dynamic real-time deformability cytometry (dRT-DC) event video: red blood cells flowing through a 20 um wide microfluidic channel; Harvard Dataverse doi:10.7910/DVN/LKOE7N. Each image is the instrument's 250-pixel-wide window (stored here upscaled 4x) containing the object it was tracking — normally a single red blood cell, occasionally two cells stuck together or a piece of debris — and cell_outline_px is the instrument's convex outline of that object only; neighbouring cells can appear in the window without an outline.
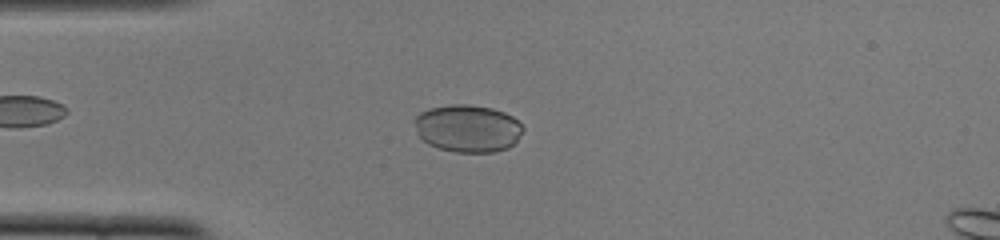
{"species": "common noctule bat (a hibernating species)", "species_latin": "Nyctalus noctula", "temperature_condition": "cold", "stored_images_in_passage": 46, "camera_frame_rate_fps": 3000, "um_per_image_px": 0.085, "animal": {"sex": "female", "body_mass_g": 22.0, "forearm_length_mm": 56.7}, "frame": {"image": 1, "passage_image": 12, "time_ms": 3.667, "image_size_px": [1000, 240], "cell_outline_px": [[524, 128], [516, 140], [508, 148], [492, 152], [456, 152], [440, 148], [428, 144], [416, 132], [416, 116], [420, 112], [432, 108], [452, 104], [468, 104], [492, 108], [504, 112], [512, 116]], "centroid_in_image_um": [39.76, 10.91], "position_along_channel_um": 45.2, "area_um2": 29.65}}
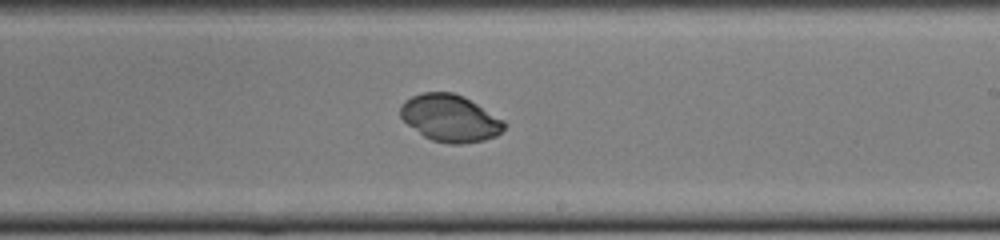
{"frame": {"image": 2, "passage_image": 29, "time_ms": 9.333, "image_size_px": [1000, 240], "cell_outline_px": [[504, 128], [496, 136], [484, 140], [460, 144], [448, 144], [432, 140], [424, 136], [408, 124], [400, 116], [400, 104], [404, 100], [412, 96], [424, 92], [452, 92], [464, 96], [504, 120]], "centroid_in_image_um": [38.24, 10.04], "position_along_channel_um": 250.8, "area_um2": 28.32}}
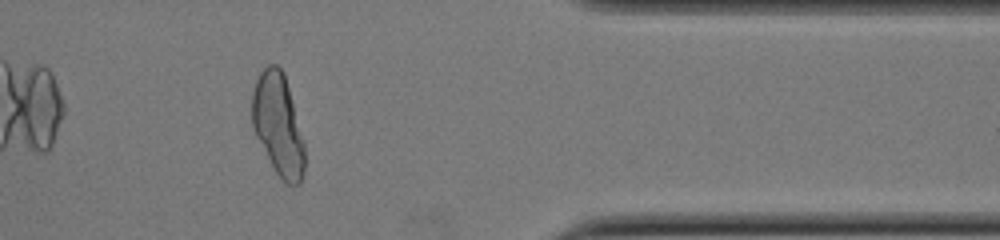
{"frame": {"image": 3, "passage_image": 41, "time_ms": 13.333, "image_size_px": [1000, 240], "cell_outline_px": [[304, 172], [300, 184], [288, 184], [276, 172], [256, 136], [252, 128], [252, 92], [256, 80], [260, 72], [268, 64], [276, 64], [284, 72], [304, 140]], "centroid_in_image_um": [23.64, 10.56], "position_along_channel_um": 387.8, "area_um2": 31.04}, "authors_computed_cell_mechanics": {"area_um2": 28.6977, "velocity_mm_per_s": 3.8942, "shape_relaxation_time_tau1_ms": 3.2856, "shape_relaxation_time_tau2_ms": null, "deformation_change_tau1": 0.0336, "deformation_change_tau2": null}}